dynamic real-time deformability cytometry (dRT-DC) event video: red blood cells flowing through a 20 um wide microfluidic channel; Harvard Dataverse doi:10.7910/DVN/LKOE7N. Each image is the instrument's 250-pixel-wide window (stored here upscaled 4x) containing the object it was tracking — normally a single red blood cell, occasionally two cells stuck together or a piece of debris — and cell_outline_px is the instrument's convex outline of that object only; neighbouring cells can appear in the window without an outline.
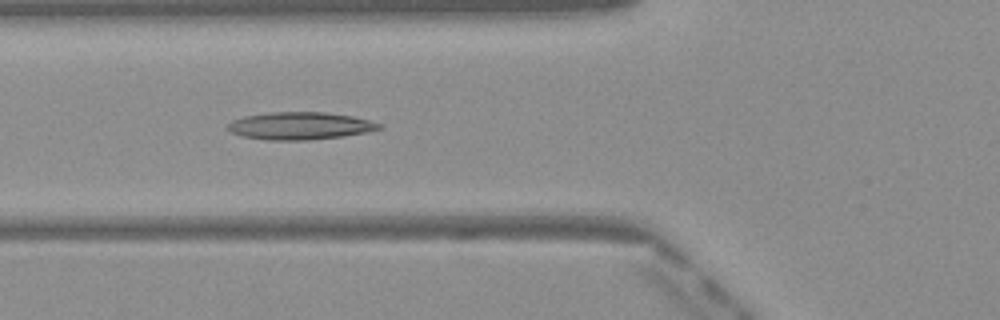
{"species": "Egyptian fruit bat (a non-hibernating species)", "species_latin": "Rousettus aegyptiacus", "temperature_condition": "warm", "stored_images_in_passage": 48, "camera_frame_rate_fps": 3000, "um_per_image_px": 0.085, "frame": {"image": 1, "passage_image": 17, "time_ms": 5.333, "image_size_px": [1000, 320], "cell_outline_px": [[384, 128], [368, 132], [344, 136], [308, 140], [268, 140], [244, 136], [232, 132], [228, 128], [228, 124], [232, 120], [244, 116], [268, 112], [324, 112], [352, 116], [384, 124]], "centroid_in_image_um": [25.55, 10.69], "position_along_channel_um": 100.2, "area_um2": 24.28}}
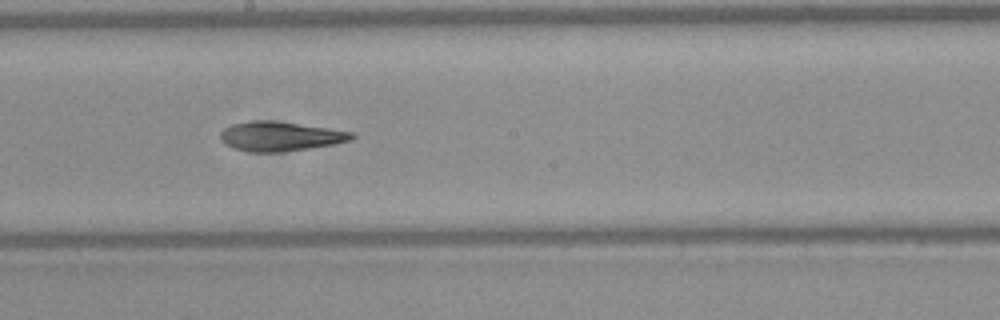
{"frame": {"image": 2, "passage_image": 26, "time_ms": 8.333, "image_size_px": [1000, 320], "cell_outline_px": [[356, 136], [352, 140], [332, 144], [308, 148], [280, 152], [248, 152], [232, 148], [224, 144], [220, 140], [220, 132], [224, 128], [232, 124], [248, 120], [276, 120], [328, 128], [352, 132]], "centroid_in_image_um": [23.76, 11.57], "position_along_channel_um": 224.4, "area_um2": 22.77}}
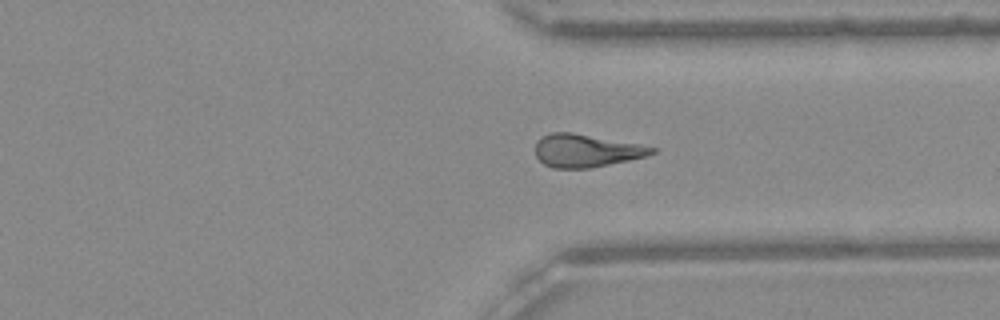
{"frame": {"image": 3, "passage_image": 36, "time_ms": 11.667, "image_size_px": [1000, 320], "cell_outline_px": [[656, 152], [644, 156], [628, 160], [588, 168], [552, 168], [544, 164], [536, 156], [536, 140], [540, 136], [552, 132], [572, 132], [640, 144], [656, 148]], "centroid_in_image_um": [49.78, 12.79], "position_along_channel_um": 361.6, "area_um2": 22.2}, "authors_computed_cell_mechanics": {"area_um2": 22.7732, "velocity_mm_per_s": 4.114, "shape_relaxation_time_tau1_ms": null, "shape_relaxation_time_tau2_ms": 7.6672, "deformation_change_tau1": null, "deformation_change_tau2": 0.2289}}